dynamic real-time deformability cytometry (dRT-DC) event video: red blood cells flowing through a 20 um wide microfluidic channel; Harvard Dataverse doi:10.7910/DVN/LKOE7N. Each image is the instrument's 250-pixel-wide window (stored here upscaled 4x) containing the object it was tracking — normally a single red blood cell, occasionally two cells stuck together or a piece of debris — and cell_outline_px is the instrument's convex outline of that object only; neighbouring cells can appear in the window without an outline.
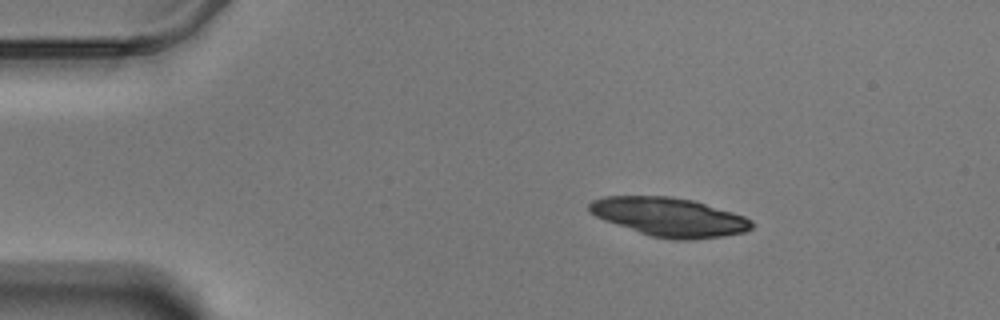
{"species": "Egyptian fruit bat (a non-hibernating species)", "species_latin": "Rousettus aegyptiacus", "temperature_condition": "warm", "stored_images_in_passage": 49, "camera_frame_rate_fps": 3000, "um_per_image_px": 0.085, "animal": {"sex": "male"}, "frame": {"image": 1, "passage_image": 1, "time_ms": 0.0, "image_size_px": [1000, 320], "cell_outline_px": [[752, 228], [744, 232], [724, 236], [688, 240], [676, 240], [652, 236], [604, 220], [596, 216], [588, 208], [588, 204], [592, 200], [604, 196], [672, 196], [692, 200], [732, 212], [744, 216], [752, 220]], "centroid_in_image_um": [56.89, 18.44], "position_along_channel_um": 28.1, "area_um2": 36.41}}